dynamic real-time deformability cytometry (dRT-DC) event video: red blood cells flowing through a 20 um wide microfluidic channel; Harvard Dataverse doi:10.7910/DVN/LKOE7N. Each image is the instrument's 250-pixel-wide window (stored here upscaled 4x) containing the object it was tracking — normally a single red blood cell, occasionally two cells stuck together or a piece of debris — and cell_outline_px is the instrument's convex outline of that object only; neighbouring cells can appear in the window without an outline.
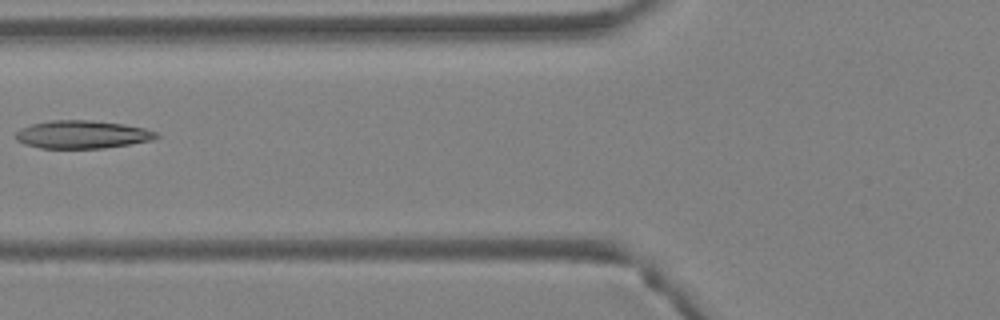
{"species": "Egyptian fruit bat (a non-hibernating species)", "species_latin": "Rousettus aegyptiacus", "temperature_condition": "warm", "stored_images_in_passage": 2, "camera_frame_rate_fps": 3000, "um_per_image_px": 0.085, "animal": {"sex": "female"}, "frame": {"image": 1, "passage_image": 2, "time_ms": 0.333, "image_size_px": [1000, 320], "cell_outline_px": [[160, 136], [152, 140], [104, 148], [40, 148], [24, 144], [16, 140], [16, 132], [20, 128], [32, 124], [48, 120], [92, 120], [124, 124], [144, 128], [156, 132]], "centroid_in_image_um": [6.96, 11.42], "position_along_channel_um": 118.8, "area_um2": 22.95}}